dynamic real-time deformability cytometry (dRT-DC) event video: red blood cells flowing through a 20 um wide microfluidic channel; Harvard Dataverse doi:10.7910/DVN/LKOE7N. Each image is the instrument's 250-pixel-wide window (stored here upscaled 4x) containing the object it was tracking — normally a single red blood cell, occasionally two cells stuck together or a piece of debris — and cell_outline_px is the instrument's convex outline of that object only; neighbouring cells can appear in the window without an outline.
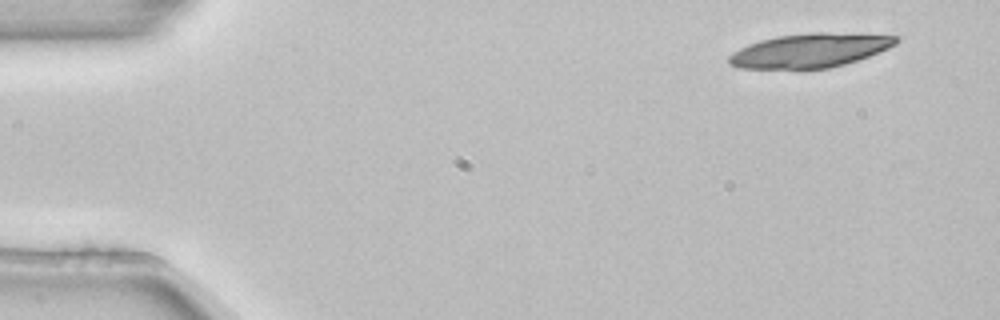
{"species": "common noctule bat (a hibernating species)", "species_latin": "Nyctalus noctula", "temperature_condition": "room temperature", "stored_images_in_passage": 3, "camera_frame_rate_fps": 3000, "um_per_image_px": 0.085, "animal": {"sex": "female", "body_mass_g": 22.7, "forearm_length_mm": 54.2}, "frame": {"image": 1, "passage_image": 1, "time_ms": 0.0, "image_size_px": [1000, 320], "cell_outline_px": [[900, 40], [896, 44], [888, 48], [868, 56], [844, 64], [828, 68], [740, 68], [728, 64], [728, 56], [732, 52], [748, 44], [760, 40], [776, 36], [816, 32], [828, 32], [900, 36]], "centroid_in_image_um": [68.83, 4.28], "position_along_channel_um": 16.2, "area_um2": 32.95}}